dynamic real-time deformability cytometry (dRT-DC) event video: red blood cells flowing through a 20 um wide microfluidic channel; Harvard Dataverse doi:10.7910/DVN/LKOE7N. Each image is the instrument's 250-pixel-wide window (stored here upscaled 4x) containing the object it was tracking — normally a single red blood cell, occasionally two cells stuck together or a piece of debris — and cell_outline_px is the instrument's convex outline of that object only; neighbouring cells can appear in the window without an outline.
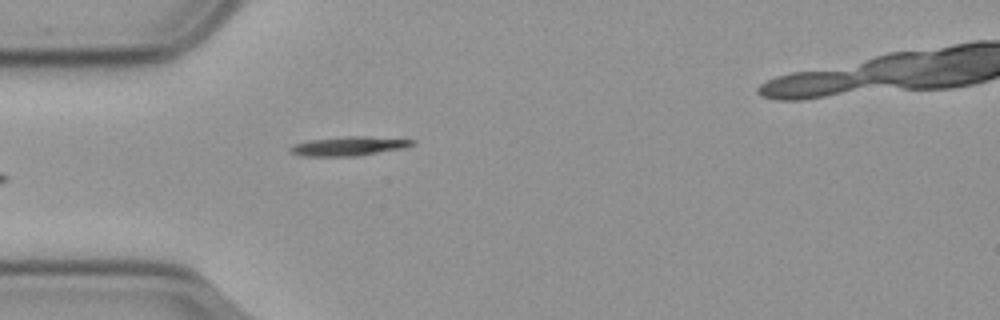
{"species": "common noctule bat (a hibernating species)", "species_latin": "Nyctalus noctula", "temperature_condition": "cold", "stored_images_in_passage": 35, "camera_frame_rate_fps": 3000, "um_per_image_px": 0.085, "animal": {"sex": "male", "body_mass_g": 23.1, "forearm_length_mm": 52.7}, "frame": {"image": 1, "passage_image": 1, "time_ms": 0.0, "image_size_px": [1000, 320], "cell_outline_px": [[416, 144], [404, 148], [356, 156], [300, 156], [288, 152], [288, 148], [292, 144], [308, 140], [344, 136], [368, 136], [416, 140]], "centroid_in_image_um": [29.6, 12.41], "position_along_channel_um": 55.4, "area_um2": 13.87}}